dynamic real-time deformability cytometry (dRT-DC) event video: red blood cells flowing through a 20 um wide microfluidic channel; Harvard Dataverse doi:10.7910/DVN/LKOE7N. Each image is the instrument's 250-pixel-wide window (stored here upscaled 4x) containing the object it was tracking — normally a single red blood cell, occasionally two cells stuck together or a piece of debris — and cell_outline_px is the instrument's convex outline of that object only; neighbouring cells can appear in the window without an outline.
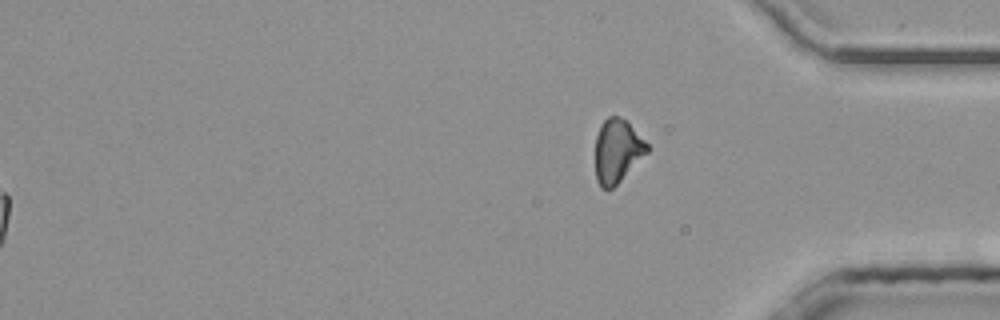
{"species": "common noctule bat (a hibernating species)", "species_latin": "Nyctalus noctula", "temperature_condition": "room temperature", "stored_images_in_passage": 49, "segment_of_instrument_passage": [2, 2], "camera_frame_rate_fps": 3000, "um_per_image_px": 0.085, "animal": {"sex": "male", "body_mass_g": 20.4}, "frame": {"image": 1, "passage_image": 49, "time_ms": 16.0, "image_size_px": [1000, 320], "cell_outline_px": [[648, 152], [612, 188], [600, 188], [596, 180], [596, 136], [604, 120], [608, 116], [620, 116], [628, 120], [648, 144]], "centroid_in_image_um": [52.47, 12.79], "position_along_channel_um": 382.7, "area_um2": 19.07}}